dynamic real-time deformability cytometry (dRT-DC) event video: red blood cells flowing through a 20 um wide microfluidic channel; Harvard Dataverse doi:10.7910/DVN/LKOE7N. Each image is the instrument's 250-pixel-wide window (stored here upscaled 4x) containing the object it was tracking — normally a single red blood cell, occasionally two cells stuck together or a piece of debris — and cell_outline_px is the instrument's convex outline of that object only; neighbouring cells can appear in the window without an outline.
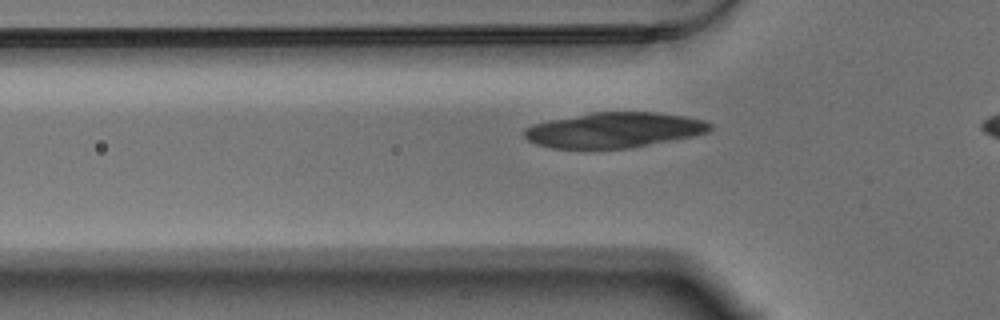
{"species": "Egyptian fruit bat (a non-hibernating species)", "species_latin": "Rousettus aegyptiacus", "temperature_condition": "warm", "stored_images_in_passage": 32, "camera_frame_rate_fps": 3000, "um_per_image_px": 0.085, "animal": {"sex": "male"}, "frame": {"image": 1, "passage_image": 11, "time_ms": 3.333, "image_size_px": [1000, 320], "cell_outline_px": [[712, 128], [708, 132], [692, 136], [628, 148], [552, 148], [536, 144], [528, 140], [524, 136], [524, 128], [532, 124], [548, 120], [592, 112], [656, 112], [684, 116], [704, 120], [712, 124]], "centroid_in_image_um": [52.17, 11.04], "position_along_channel_um": 73.6, "area_um2": 38.03}}
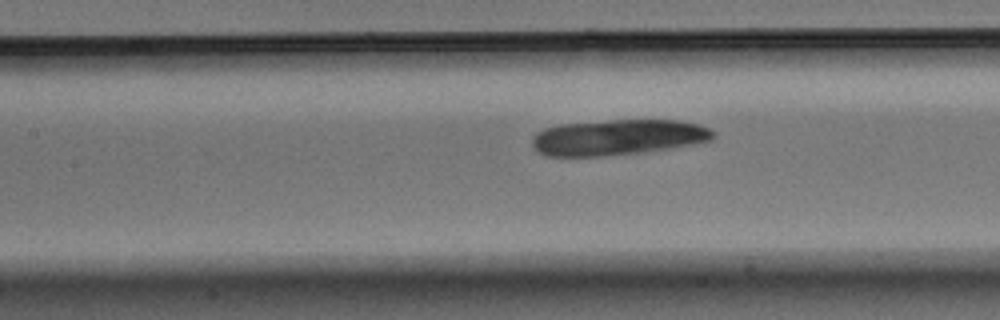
{"frame": {"image": 2, "passage_image": 18, "time_ms": 5.667, "image_size_px": [1000, 320], "cell_outline_px": [[716, 136], [712, 140], [672, 148], [640, 152], [600, 156], [548, 156], [536, 152], [532, 144], [532, 136], [536, 132], [544, 128], [560, 124], [612, 120], [676, 120], [700, 124], [716, 132]], "centroid_in_image_um": [52.51, 11.67], "position_along_channel_um": 154.9, "area_um2": 37.8}}